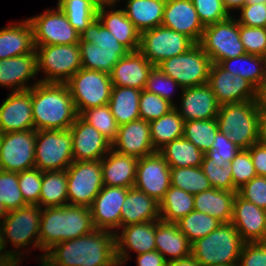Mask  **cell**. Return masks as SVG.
I'll return each mask as SVG.
<instances>
[{
    "instance_id": "1",
    "label": "cell",
    "mask_w": 266,
    "mask_h": 266,
    "mask_svg": "<svg viewBox=\"0 0 266 266\" xmlns=\"http://www.w3.org/2000/svg\"><path fill=\"white\" fill-rule=\"evenodd\" d=\"M50 266H118L115 233L95 229L89 234L55 244L38 259Z\"/></svg>"
},
{
    "instance_id": "2",
    "label": "cell",
    "mask_w": 266,
    "mask_h": 266,
    "mask_svg": "<svg viewBox=\"0 0 266 266\" xmlns=\"http://www.w3.org/2000/svg\"><path fill=\"white\" fill-rule=\"evenodd\" d=\"M34 130H68L78 116L66 83L39 82L31 88Z\"/></svg>"
},
{
    "instance_id": "3",
    "label": "cell",
    "mask_w": 266,
    "mask_h": 266,
    "mask_svg": "<svg viewBox=\"0 0 266 266\" xmlns=\"http://www.w3.org/2000/svg\"><path fill=\"white\" fill-rule=\"evenodd\" d=\"M94 230L89 207L67 204L41 209L40 249L46 252L55 244L81 237Z\"/></svg>"
},
{
    "instance_id": "4",
    "label": "cell",
    "mask_w": 266,
    "mask_h": 266,
    "mask_svg": "<svg viewBox=\"0 0 266 266\" xmlns=\"http://www.w3.org/2000/svg\"><path fill=\"white\" fill-rule=\"evenodd\" d=\"M41 222V208L37 205H26L17 210L9 211L0 224V265L15 261H23L24 252L21 248L33 246L39 248V228ZM34 237V238H33ZM11 242L15 250L8 251L6 243ZM18 249V250H16Z\"/></svg>"
},
{
    "instance_id": "5",
    "label": "cell",
    "mask_w": 266,
    "mask_h": 266,
    "mask_svg": "<svg viewBox=\"0 0 266 266\" xmlns=\"http://www.w3.org/2000/svg\"><path fill=\"white\" fill-rule=\"evenodd\" d=\"M261 113L259 100L221 105L216 117L218 129L240 149H249L259 142Z\"/></svg>"
},
{
    "instance_id": "6",
    "label": "cell",
    "mask_w": 266,
    "mask_h": 266,
    "mask_svg": "<svg viewBox=\"0 0 266 266\" xmlns=\"http://www.w3.org/2000/svg\"><path fill=\"white\" fill-rule=\"evenodd\" d=\"M244 241L231 223L221 225L192 243V257L201 266L238 264Z\"/></svg>"
},
{
    "instance_id": "7",
    "label": "cell",
    "mask_w": 266,
    "mask_h": 266,
    "mask_svg": "<svg viewBox=\"0 0 266 266\" xmlns=\"http://www.w3.org/2000/svg\"><path fill=\"white\" fill-rule=\"evenodd\" d=\"M40 82L66 83L82 68L79 44L35 45Z\"/></svg>"
},
{
    "instance_id": "8",
    "label": "cell",
    "mask_w": 266,
    "mask_h": 266,
    "mask_svg": "<svg viewBox=\"0 0 266 266\" xmlns=\"http://www.w3.org/2000/svg\"><path fill=\"white\" fill-rule=\"evenodd\" d=\"M66 84L78 115L86 109L109 104L113 85L108 73L81 68Z\"/></svg>"
},
{
    "instance_id": "9",
    "label": "cell",
    "mask_w": 266,
    "mask_h": 266,
    "mask_svg": "<svg viewBox=\"0 0 266 266\" xmlns=\"http://www.w3.org/2000/svg\"><path fill=\"white\" fill-rule=\"evenodd\" d=\"M157 66L184 89L208 83L211 60L196 43L185 53L167 58Z\"/></svg>"
},
{
    "instance_id": "10",
    "label": "cell",
    "mask_w": 266,
    "mask_h": 266,
    "mask_svg": "<svg viewBox=\"0 0 266 266\" xmlns=\"http://www.w3.org/2000/svg\"><path fill=\"white\" fill-rule=\"evenodd\" d=\"M73 160L72 134L68 130H37L35 168L42 172L66 170Z\"/></svg>"
},
{
    "instance_id": "11",
    "label": "cell",
    "mask_w": 266,
    "mask_h": 266,
    "mask_svg": "<svg viewBox=\"0 0 266 266\" xmlns=\"http://www.w3.org/2000/svg\"><path fill=\"white\" fill-rule=\"evenodd\" d=\"M211 63L242 56L246 53L240 40L239 24L235 16L206 26L199 42Z\"/></svg>"
},
{
    "instance_id": "12",
    "label": "cell",
    "mask_w": 266,
    "mask_h": 266,
    "mask_svg": "<svg viewBox=\"0 0 266 266\" xmlns=\"http://www.w3.org/2000/svg\"><path fill=\"white\" fill-rule=\"evenodd\" d=\"M66 175L68 204L90 207L104 186L101 159L74 161Z\"/></svg>"
},
{
    "instance_id": "13",
    "label": "cell",
    "mask_w": 266,
    "mask_h": 266,
    "mask_svg": "<svg viewBox=\"0 0 266 266\" xmlns=\"http://www.w3.org/2000/svg\"><path fill=\"white\" fill-rule=\"evenodd\" d=\"M196 43L184 34L164 26H158L140 33L139 52L153 65L178 56Z\"/></svg>"
},
{
    "instance_id": "14",
    "label": "cell",
    "mask_w": 266,
    "mask_h": 266,
    "mask_svg": "<svg viewBox=\"0 0 266 266\" xmlns=\"http://www.w3.org/2000/svg\"><path fill=\"white\" fill-rule=\"evenodd\" d=\"M33 29L35 45L78 44L80 34L69 23L59 7L47 9L40 15L27 18Z\"/></svg>"
},
{
    "instance_id": "15",
    "label": "cell",
    "mask_w": 266,
    "mask_h": 266,
    "mask_svg": "<svg viewBox=\"0 0 266 266\" xmlns=\"http://www.w3.org/2000/svg\"><path fill=\"white\" fill-rule=\"evenodd\" d=\"M36 131L3 133L0 143V170L21 172L35 168Z\"/></svg>"
},
{
    "instance_id": "16",
    "label": "cell",
    "mask_w": 266,
    "mask_h": 266,
    "mask_svg": "<svg viewBox=\"0 0 266 266\" xmlns=\"http://www.w3.org/2000/svg\"><path fill=\"white\" fill-rule=\"evenodd\" d=\"M207 84L220 106L259 100V90L251 82L239 75H233L216 63H211Z\"/></svg>"
},
{
    "instance_id": "17",
    "label": "cell",
    "mask_w": 266,
    "mask_h": 266,
    "mask_svg": "<svg viewBox=\"0 0 266 266\" xmlns=\"http://www.w3.org/2000/svg\"><path fill=\"white\" fill-rule=\"evenodd\" d=\"M170 186V167L158 152L138 160L134 188L160 202Z\"/></svg>"
},
{
    "instance_id": "18",
    "label": "cell",
    "mask_w": 266,
    "mask_h": 266,
    "mask_svg": "<svg viewBox=\"0 0 266 266\" xmlns=\"http://www.w3.org/2000/svg\"><path fill=\"white\" fill-rule=\"evenodd\" d=\"M128 190L129 188L118 186L102 187L89 207L95 229L119 233V228L121 227V207Z\"/></svg>"
},
{
    "instance_id": "19",
    "label": "cell",
    "mask_w": 266,
    "mask_h": 266,
    "mask_svg": "<svg viewBox=\"0 0 266 266\" xmlns=\"http://www.w3.org/2000/svg\"><path fill=\"white\" fill-rule=\"evenodd\" d=\"M230 223L245 243L266 242V209L246 201L237 193Z\"/></svg>"
},
{
    "instance_id": "20",
    "label": "cell",
    "mask_w": 266,
    "mask_h": 266,
    "mask_svg": "<svg viewBox=\"0 0 266 266\" xmlns=\"http://www.w3.org/2000/svg\"><path fill=\"white\" fill-rule=\"evenodd\" d=\"M69 130L72 134L74 161L100 160L112 149V144L79 115Z\"/></svg>"
},
{
    "instance_id": "21",
    "label": "cell",
    "mask_w": 266,
    "mask_h": 266,
    "mask_svg": "<svg viewBox=\"0 0 266 266\" xmlns=\"http://www.w3.org/2000/svg\"><path fill=\"white\" fill-rule=\"evenodd\" d=\"M120 233H115L116 259L118 266L124 265L130 253L127 248L137 253L156 250L155 246V221L131 224L119 228Z\"/></svg>"
},
{
    "instance_id": "22",
    "label": "cell",
    "mask_w": 266,
    "mask_h": 266,
    "mask_svg": "<svg viewBox=\"0 0 266 266\" xmlns=\"http://www.w3.org/2000/svg\"><path fill=\"white\" fill-rule=\"evenodd\" d=\"M34 129L31 88L10 92L0 105V131L10 133Z\"/></svg>"
},
{
    "instance_id": "23",
    "label": "cell",
    "mask_w": 266,
    "mask_h": 266,
    "mask_svg": "<svg viewBox=\"0 0 266 266\" xmlns=\"http://www.w3.org/2000/svg\"><path fill=\"white\" fill-rule=\"evenodd\" d=\"M112 149L138 159L157 152L152 145L149 122L138 119L120 125Z\"/></svg>"
},
{
    "instance_id": "24",
    "label": "cell",
    "mask_w": 266,
    "mask_h": 266,
    "mask_svg": "<svg viewBox=\"0 0 266 266\" xmlns=\"http://www.w3.org/2000/svg\"><path fill=\"white\" fill-rule=\"evenodd\" d=\"M162 26L177 31L199 43L205 27L191 0H166Z\"/></svg>"
},
{
    "instance_id": "25",
    "label": "cell",
    "mask_w": 266,
    "mask_h": 266,
    "mask_svg": "<svg viewBox=\"0 0 266 266\" xmlns=\"http://www.w3.org/2000/svg\"><path fill=\"white\" fill-rule=\"evenodd\" d=\"M180 106H174L184 121L206 120L217 117L219 107L214 92L208 84L181 90Z\"/></svg>"
},
{
    "instance_id": "26",
    "label": "cell",
    "mask_w": 266,
    "mask_h": 266,
    "mask_svg": "<svg viewBox=\"0 0 266 266\" xmlns=\"http://www.w3.org/2000/svg\"><path fill=\"white\" fill-rule=\"evenodd\" d=\"M38 75L37 52L0 59V86L11 88V92L25 91L40 81L28 85Z\"/></svg>"
},
{
    "instance_id": "27",
    "label": "cell",
    "mask_w": 266,
    "mask_h": 266,
    "mask_svg": "<svg viewBox=\"0 0 266 266\" xmlns=\"http://www.w3.org/2000/svg\"><path fill=\"white\" fill-rule=\"evenodd\" d=\"M115 5V1L101 3L98 7L97 18L129 52L138 51L140 32L126 16L123 9H113V7L116 8Z\"/></svg>"
},
{
    "instance_id": "28",
    "label": "cell",
    "mask_w": 266,
    "mask_h": 266,
    "mask_svg": "<svg viewBox=\"0 0 266 266\" xmlns=\"http://www.w3.org/2000/svg\"><path fill=\"white\" fill-rule=\"evenodd\" d=\"M153 65L139 52H128L113 67L110 73L113 86L145 88Z\"/></svg>"
},
{
    "instance_id": "29",
    "label": "cell",
    "mask_w": 266,
    "mask_h": 266,
    "mask_svg": "<svg viewBox=\"0 0 266 266\" xmlns=\"http://www.w3.org/2000/svg\"><path fill=\"white\" fill-rule=\"evenodd\" d=\"M155 246L168 262L192 255V243L172 222L155 221Z\"/></svg>"
},
{
    "instance_id": "30",
    "label": "cell",
    "mask_w": 266,
    "mask_h": 266,
    "mask_svg": "<svg viewBox=\"0 0 266 266\" xmlns=\"http://www.w3.org/2000/svg\"><path fill=\"white\" fill-rule=\"evenodd\" d=\"M138 160L136 157L119 154L111 149L101 159L103 185L132 188Z\"/></svg>"
},
{
    "instance_id": "31",
    "label": "cell",
    "mask_w": 266,
    "mask_h": 266,
    "mask_svg": "<svg viewBox=\"0 0 266 266\" xmlns=\"http://www.w3.org/2000/svg\"><path fill=\"white\" fill-rule=\"evenodd\" d=\"M160 220L159 202L144 192L129 188L121 207V227Z\"/></svg>"
},
{
    "instance_id": "32",
    "label": "cell",
    "mask_w": 266,
    "mask_h": 266,
    "mask_svg": "<svg viewBox=\"0 0 266 266\" xmlns=\"http://www.w3.org/2000/svg\"><path fill=\"white\" fill-rule=\"evenodd\" d=\"M36 51L33 29L29 20L0 29V59L26 55Z\"/></svg>"
},
{
    "instance_id": "33",
    "label": "cell",
    "mask_w": 266,
    "mask_h": 266,
    "mask_svg": "<svg viewBox=\"0 0 266 266\" xmlns=\"http://www.w3.org/2000/svg\"><path fill=\"white\" fill-rule=\"evenodd\" d=\"M236 193L211 188L194 194V210L206 213L221 223H230Z\"/></svg>"
},
{
    "instance_id": "34",
    "label": "cell",
    "mask_w": 266,
    "mask_h": 266,
    "mask_svg": "<svg viewBox=\"0 0 266 266\" xmlns=\"http://www.w3.org/2000/svg\"><path fill=\"white\" fill-rule=\"evenodd\" d=\"M126 16L141 33L162 25L166 0H126Z\"/></svg>"
},
{
    "instance_id": "35",
    "label": "cell",
    "mask_w": 266,
    "mask_h": 266,
    "mask_svg": "<svg viewBox=\"0 0 266 266\" xmlns=\"http://www.w3.org/2000/svg\"><path fill=\"white\" fill-rule=\"evenodd\" d=\"M224 70L251 82L259 91L266 84L265 57L245 53L218 63Z\"/></svg>"
},
{
    "instance_id": "36",
    "label": "cell",
    "mask_w": 266,
    "mask_h": 266,
    "mask_svg": "<svg viewBox=\"0 0 266 266\" xmlns=\"http://www.w3.org/2000/svg\"><path fill=\"white\" fill-rule=\"evenodd\" d=\"M140 95L141 90L136 88L112 87L108 105L119 126L140 119Z\"/></svg>"
},
{
    "instance_id": "37",
    "label": "cell",
    "mask_w": 266,
    "mask_h": 266,
    "mask_svg": "<svg viewBox=\"0 0 266 266\" xmlns=\"http://www.w3.org/2000/svg\"><path fill=\"white\" fill-rule=\"evenodd\" d=\"M157 152L170 168L199 167L204 157V153L184 137L166 143Z\"/></svg>"
},
{
    "instance_id": "38",
    "label": "cell",
    "mask_w": 266,
    "mask_h": 266,
    "mask_svg": "<svg viewBox=\"0 0 266 266\" xmlns=\"http://www.w3.org/2000/svg\"><path fill=\"white\" fill-rule=\"evenodd\" d=\"M68 204L66 170L42 172L39 207H61Z\"/></svg>"
},
{
    "instance_id": "39",
    "label": "cell",
    "mask_w": 266,
    "mask_h": 266,
    "mask_svg": "<svg viewBox=\"0 0 266 266\" xmlns=\"http://www.w3.org/2000/svg\"><path fill=\"white\" fill-rule=\"evenodd\" d=\"M183 118L173 108L159 119L149 122L151 141L154 149L158 151L166 143L184 135Z\"/></svg>"
},
{
    "instance_id": "40",
    "label": "cell",
    "mask_w": 266,
    "mask_h": 266,
    "mask_svg": "<svg viewBox=\"0 0 266 266\" xmlns=\"http://www.w3.org/2000/svg\"><path fill=\"white\" fill-rule=\"evenodd\" d=\"M160 204V220L176 223L194 210V195L170 186Z\"/></svg>"
},
{
    "instance_id": "41",
    "label": "cell",
    "mask_w": 266,
    "mask_h": 266,
    "mask_svg": "<svg viewBox=\"0 0 266 266\" xmlns=\"http://www.w3.org/2000/svg\"><path fill=\"white\" fill-rule=\"evenodd\" d=\"M105 0H65L58 7L69 23L81 34L97 18L98 7Z\"/></svg>"
},
{
    "instance_id": "42",
    "label": "cell",
    "mask_w": 266,
    "mask_h": 266,
    "mask_svg": "<svg viewBox=\"0 0 266 266\" xmlns=\"http://www.w3.org/2000/svg\"><path fill=\"white\" fill-rule=\"evenodd\" d=\"M82 68L110 74L116 63L128 52H107L88 42H79Z\"/></svg>"
},
{
    "instance_id": "43",
    "label": "cell",
    "mask_w": 266,
    "mask_h": 266,
    "mask_svg": "<svg viewBox=\"0 0 266 266\" xmlns=\"http://www.w3.org/2000/svg\"><path fill=\"white\" fill-rule=\"evenodd\" d=\"M171 186L190 194H197L212 188L201 166L170 168Z\"/></svg>"
},
{
    "instance_id": "44",
    "label": "cell",
    "mask_w": 266,
    "mask_h": 266,
    "mask_svg": "<svg viewBox=\"0 0 266 266\" xmlns=\"http://www.w3.org/2000/svg\"><path fill=\"white\" fill-rule=\"evenodd\" d=\"M218 123L215 119L188 120L184 123L183 137L192 142L204 154L212 150V145L216 137Z\"/></svg>"
},
{
    "instance_id": "45",
    "label": "cell",
    "mask_w": 266,
    "mask_h": 266,
    "mask_svg": "<svg viewBox=\"0 0 266 266\" xmlns=\"http://www.w3.org/2000/svg\"><path fill=\"white\" fill-rule=\"evenodd\" d=\"M179 229L193 243L216 230L221 222L206 213L193 210L176 222Z\"/></svg>"
},
{
    "instance_id": "46",
    "label": "cell",
    "mask_w": 266,
    "mask_h": 266,
    "mask_svg": "<svg viewBox=\"0 0 266 266\" xmlns=\"http://www.w3.org/2000/svg\"><path fill=\"white\" fill-rule=\"evenodd\" d=\"M79 116L94 126L111 144L116 140L119 125L108 104L86 109Z\"/></svg>"
},
{
    "instance_id": "47",
    "label": "cell",
    "mask_w": 266,
    "mask_h": 266,
    "mask_svg": "<svg viewBox=\"0 0 266 266\" xmlns=\"http://www.w3.org/2000/svg\"><path fill=\"white\" fill-rule=\"evenodd\" d=\"M80 42H88L101 47L107 52H129L115 36L102 25L96 18L90 25L80 34Z\"/></svg>"
},
{
    "instance_id": "48",
    "label": "cell",
    "mask_w": 266,
    "mask_h": 266,
    "mask_svg": "<svg viewBox=\"0 0 266 266\" xmlns=\"http://www.w3.org/2000/svg\"><path fill=\"white\" fill-rule=\"evenodd\" d=\"M0 201L8 212L28 205L19 189L17 172L0 170Z\"/></svg>"
},
{
    "instance_id": "49",
    "label": "cell",
    "mask_w": 266,
    "mask_h": 266,
    "mask_svg": "<svg viewBox=\"0 0 266 266\" xmlns=\"http://www.w3.org/2000/svg\"><path fill=\"white\" fill-rule=\"evenodd\" d=\"M173 108L174 105L168 100L145 89L141 90L139 100L140 119L151 122L167 114Z\"/></svg>"
},
{
    "instance_id": "50",
    "label": "cell",
    "mask_w": 266,
    "mask_h": 266,
    "mask_svg": "<svg viewBox=\"0 0 266 266\" xmlns=\"http://www.w3.org/2000/svg\"><path fill=\"white\" fill-rule=\"evenodd\" d=\"M201 168L207 179L210 181L212 188L237 192L234 188L232 168L230 164L221 167L220 164L211 163V158L204 154Z\"/></svg>"
},
{
    "instance_id": "51",
    "label": "cell",
    "mask_w": 266,
    "mask_h": 266,
    "mask_svg": "<svg viewBox=\"0 0 266 266\" xmlns=\"http://www.w3.org/2000/svg\"><path fill=\"white\" fill-rule=\"evenodd\" d=\"M175 88H180L182 90V87L174 79L165 75L158 66H153L148 74L144 89L148 92L159 95L175 106L176 104L173 102L174 100L172 98L174 96L172 94H174L175 91L173 90H175Z\"/></svg>"
},
{
    "instance_id": "52",
    "label": "cell",
    "mask_w": 266,
    "mask_h": 266,
    "mask_svg": "<svg viewBox=\"0 0 266 266\" xmlns=\"http://www.w3.org/2000/svg\"><path fill=\"white\" fill-rule=\"evenodd\" d=\"M19 189L28 205L39 206L42 185V171L37 168L18 172Z\"/></svg>"
},
{
    "instance_id": "53",
    "label": "cell",
    "mask_w": 266,
    "mask_h": 266,
    "mask_svg": "<svg viewBox=\"0 0 266 266\" xmlns=\"http://www.w3.org/2000/svg\"><path fill=\"white\" fill-rule=\"evenodd\" d=\"M229 164L232 168L233 184L236 190L257 176L248 149H240Z\"/></svg>"
},
{
    "instance_id": "54",
    "label": "cell",
    "mask_w": 266,
    "mask_h": 266,
    "mask_svg": "<svg viewBox=\"0 0 266 266\" xmlns=\"http://www.w3.org/2000/svg\"><path fill=\"white\" fill-rule=\"evenodd\" d=\"M239 35L246 53L265 57L266 27H248L239 24Z\"/></svg>"
},
{
    "instance_id": "55",
    "label": "cell",
    "mask_w": 266,
    "mask_h": 266,
    "mask_svg": "<svg viewBox=\"0 0 266 266\" xmlns=\"http://www.w3.org/2000/svg\"><path fill=\"white\" fill-rule=\"evenodd\" d=\"M203 26H209L226 20L231 15L225 9L222 0H191Z\"/></svg>"
},
{
    "instance_id": "56",
    "label": "cell",
    "mask_w": 266,
    "mask_h": 266,
    "mask_svg": "<svg viewBox=\"0 0 266 266\" xmlns=\"http://www.w3.org/2000/svg\"><path fill=\"white\" fill-rule=\"evenodd\" d=\"M239 150L240 148L228 136L218 131L212 150L205 154L211 158V163H217L224 167L231 162Z\"/></svg>"
},
{
    "instance_id": "57",
    "label": "cell",
    "mask_w": 266,
    "mask_h": 266,
    "mask_svg": "<svg viewBox=\"0 0 266 266\" xmlns=\"http://www.w3.org/2000/svg\"><path fill=\"white\" fill-rule=\"evenodd\" d=\"M237 194L246 201L266 209V177L255 176L239 188Z\"/></svg>"
},
{
    "instance_id": "58",
    "label": "cell",
    "mask_w": 266,
    "mask_h": 266,
    "mask_svg": "<svg viewBox=\"0 0 266 266\" xmlns=\"http://www.w3.org/2000/svg\"><path fill=\"white\" fill-rule=\"evenodd\" d=\"M238 24L248 27H266V4L247 3L240 10Z\"/></svg>"
},
{
    "instance_id": "59",
    "label": "cell",
    "mask_w": 266,
    "mask_h": 266,
    "mask_svg": "<svg viewBox=\"0 0 266 266\" xmlns=\"http://www.w3.org/2000/svg\"><path fill=\"white\" fill-rule=\"evenodd\" d=\"M238 266H266V242L244 243Z\"/></svg>"
},
{
    "instance_id": "60",
    "label": "cell",
    "mask_w": 266,
    "mask_h": 266,
    "mask_svg": "<svg viewBox=\"0 0 266 266\" xmlns=\"http://www.w3.org/2000/svg\"><path fill=\"white\" fill-rule=\"evenodd\" d=\"M257 176L266 177V146L257 142L249 149Z\"/></svg>"
},
{
    "instance_id": "61",
    "label": "cell",
    "mask_w": 266,
    "mask_h": 266,
    "mask_svg": "<svg viewBox=\"0 0 266 266\" xmlns=\"http://www.w3.org/2000/svg\"><path fill=\"white\" fill-rule=\"evenodd\" d=\"M136 261L138 266H167L168 264V261L157 250L137 255Z\"/></svg>"
},
{
    "instance_id": "62",
    "label": "cell",
    "mask_w": 266,
    "mask_h": 266,
    "mask_svg": "<svg viewBox=\"0 0 266 266\" xmlns=\"http://www.w3.org/2000/svg\"><path fill=\"white\" fill-rule=\"evenodd\" d=\"M225 9L230 15L232 10H240L244 5L247 4V0H222Z\"/></svg>"
},
{
    "instance_id": "63",
    "label": "cell",
    "mask_w": 266,
    "mask_h": 266,
    "mask_svg": "<svg viewBox=\"0 0 266 266\" xmlns=\"http://www.w3.org/2000/svg\"><path fill=\"white\" fill-rule=\"evenodd\" d=\"M167 266H201L192 256L168 262Z\"/></svg>"
},
{
    "instance_id": "64",
    "label": "cell",
    "mask_w": 266,
    "mask_h": 266,
    "mask_svg": "<svg viewBox=\"0 0 266 266\" xmlns=\"http://www.w3.org/2000/svg\"><path fill=\"white\" fill-rule=\"evenodd\" d=\"M259 142L266 146V113H261L259 122Z\"/></svg>"
},
{
    "instance_id": "65",
    "label": "cell",
    "mask_w": 266,
    "mask_h": 266,
    "mask_svg": "<svg viewBox=\"0 0 266 266\" xmlns=\"http://www.w3.org/2000/svg\"><path fill=\"white\" fill-rule=\"evenodd\" d=\"M259 101H260L262 113H266V84L259 91Z\"/></svg>"
},
{
    "instance_id": "66",
    "label": "cell",
    "mask_w": 266,
    "mask_h": 266,
    "mask_svg": "<svg viewBox=\"0 0 266 266\" xmlns=\"http://www.w3.org/2000/svg\"><path fill=\"white\" fill-rule=\"evenodd\" d=\"M39 260L41 261V263H40L41 266H50L43 258L39 259ZM20 263L22 264L21 261H15V262H10V263L3 264L0 266H18V265H20Z\"/></svg>"
},
{
    "instance_id": "67",
    "label": "cell",
    "mask_w": 266,
    "mask_h": 266,
    "mask_svg": "<svg viewBox=\"0 0 266 266\" xmlns=\"http://www.w3.org/2000/svg\"><path fill=\"white\" fill-rule=\"evenodd\" d=\"M7 214H8V210L6 209L4 204L0 201V224L3 222Z\"/></svg>"
},
{
    "instance_id": "68",
    "label": "cell",
    "mask_w": 266,
    "mask_h": 266,
    "mask_svg": "<svg viewBox=\"0 0 266 266\" xmlns=\"http://www.w3.org/2000/svg\"><path fill=\"white\" fill-rule=\"evenodd\" d=\"M247 3H251V4L263 3V4H266V0H247Z\"/></svg>"
},
{
    "instance_id": "69",
    "label": "cell",
    "mask_w": 266,
    "mask_h": 266,
    "mask_svg": "<svg viewBox=\"0 0 266 266\" xmlns=\"http://www.w3.org/2000/svg\"><path fill=\"white\" fill-rule=\"evenodd\" d=\"M216 266H238V264H222V265H216Z\"/></svg>"
},
{
    "instance_id": "70",
    "label": "cell",
    "mask_w": 266,
    "mask_h": 266,
    "mask_svg": "<svg viewBox=\"0 0 266 266\" xmlns=\"http://www.w3.org/2000/svg\"><path fill=\"white\" fill-rule=\"evenodd\" d=\"M65 0H57V7L62 3L64 2Z\"/></svg>"
},
{
    "instance_id": "71",
    "label": "cell",
    "mask_w": 266,
    "mask_h": 266,
    "mask_svg": "<svg viewBox=\"0 0 266 266\" xmlns=\"http://www.w3.org/2000/svg\"><path fill=\"white\" fill-rule=\"evenodd\" d=\"M2 136H3V133L0 131V143H1Z\"/></svg>"
},
{
    "instance_id": "72",
    "label": "cell",
    "mask_w": 266,
    "mask_h": 266,
    "mask_svg": "<svg viewBox=\"0 0 266 266\" xmlns=\"http://www.w3.org/2000/svg\"><path fill=\"white\" fill-rule=\"evenodd\" d=\"M105 1H115L116 3L120 2V0H105Z\"/></svg>"
}]
</instances>
